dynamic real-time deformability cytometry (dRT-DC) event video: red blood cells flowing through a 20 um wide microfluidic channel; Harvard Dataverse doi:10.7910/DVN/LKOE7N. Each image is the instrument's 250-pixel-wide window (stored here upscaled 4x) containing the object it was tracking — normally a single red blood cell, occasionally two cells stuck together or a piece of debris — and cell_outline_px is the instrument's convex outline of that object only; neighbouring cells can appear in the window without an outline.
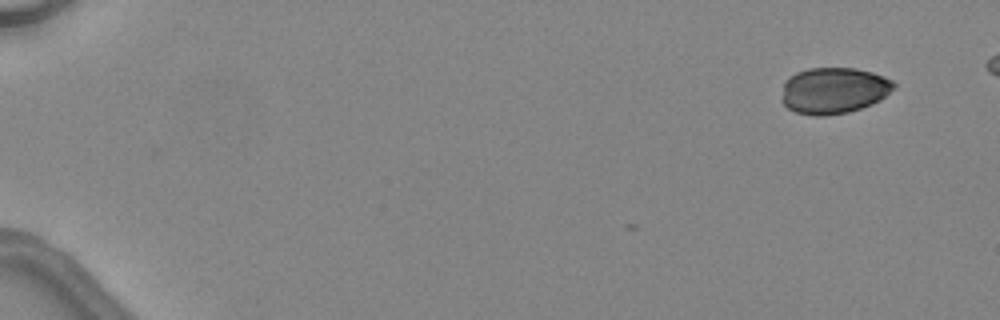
{"species": "common noctule bat (a hibernating species)", "species_latin": "Nyctalus noctula", "temperature_condition": "warm", "stored_images_in_passage": 2, "camera_frame_rate_fps": 3000, "um_per_image_px": 0.085, "animal": {"sex": "female", "body_mass_g": 24.6, "forearm_length_mm": 56.2}, "frame": {"image": 1, "passage_image": 2, "time_ms": 2.0, "image_size_px": [1000, 320], "cell_outline_px": [[896, 88], [880, 100], [872, 104], [848, 112], [824, 116], [816, 116], [796, 112], [788, 108], [780, 100], [784, 84], [788, 76], [796, 72], [808, 68], [856, 68], [872, 72], [884, 76], [892, 80], [896, 84]], "centroid_in_image_um": [70.87, 7.69], "position_along_channel_um": 14.1, "area_um2": 30.52}}